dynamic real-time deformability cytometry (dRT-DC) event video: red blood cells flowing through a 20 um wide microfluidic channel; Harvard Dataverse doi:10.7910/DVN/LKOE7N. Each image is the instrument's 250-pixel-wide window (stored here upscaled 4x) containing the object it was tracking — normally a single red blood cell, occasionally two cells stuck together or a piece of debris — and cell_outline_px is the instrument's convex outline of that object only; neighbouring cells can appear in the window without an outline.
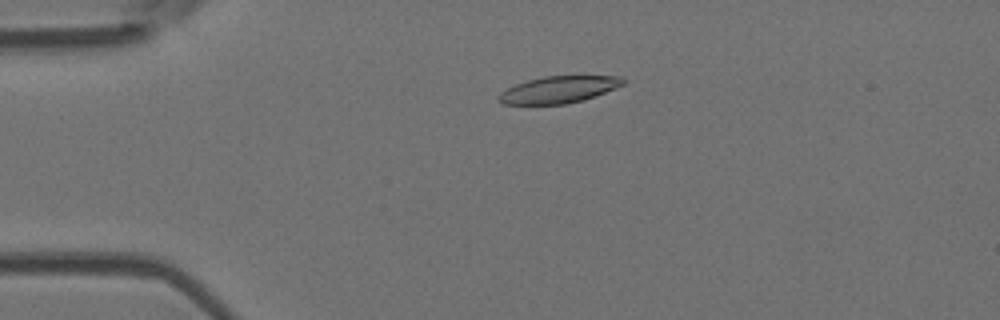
{"species": "Egyptian fruit bat (a non-hibernating species)", "species_latin": "Rousettus aegyptiacus", "temperature_condition": "room temperature", "stored_images_in_passage": 55, "camera_frame_rate_fps": 3000, "um_per_image_px": 0.085, "animal": {"sex": "female"}, "frame": {"image": 1, "passage_image": 13, "time_ms": 4.0, "image_size_px": [1000, 320], "cell_outline_px": [[624, 84], [596, 96], [584, 100], [564, 104], [504, 104], [496, 100], [496, 96], [500, 92], [516, 84], [528, 80], [544, 76], [624, 76]], "centroid_in_image_um": [47.47, 7.62], "position_along_channel_um": 37.5, "area_um2": 19.48}}
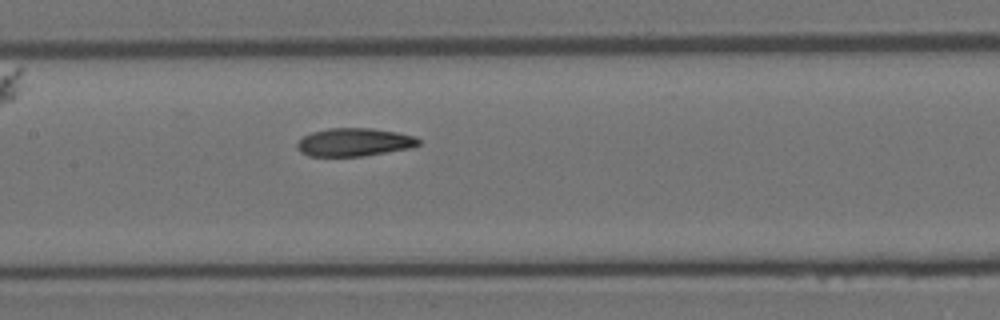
{"frame": {"image": 2, "passage_image": 27, "time_ms": 8.667, "image_size_px": [1000, 320], "cell_outline_px": [[420, 144], [412, 148], [364, 156], [308, 156], [300, 152], [296, 148], [296, 144], [304, 136], [312, 132], [328, 128], [372, 128], [396, 132], [416, 136], [420, 140]], "centroid_in_image_um": [30.12, 12.09], "position_along_channel_um": 177.3, "area_um2": 20.06}}
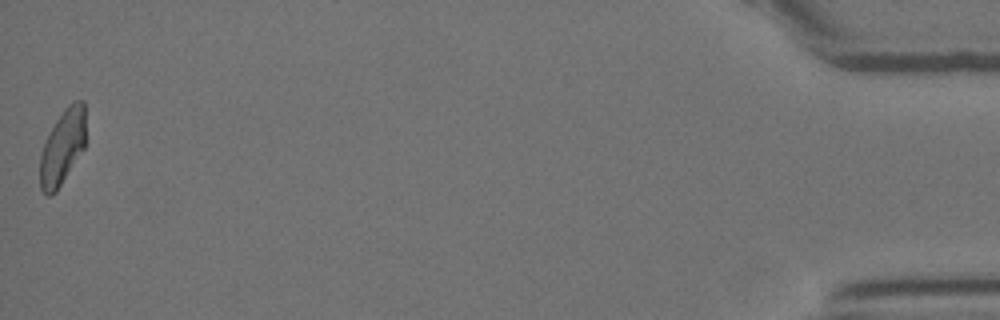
{"frame": {"image": 3, "passage_image": 55, "time_ms": 18.0, "image_size_px": [1000, 320], "cell_outline_px": [[84, 148], [56, 192], [52, 196], [48, 196], [40, 188], [40, 152], [56, 120], [64, 108], [68, 104], [76, 100], [84, 100]], "centroid_in_image_um": [5.29, 12.52], "position_along_channel_um": 429.9, "area_um2": 19.71}, "authors_computed_cell_mechanics": {"area_um2": 20.1144, "velocity_mm_per_s": 3.7333, "shape_relaxation_time_tau1_ms": 5.9565, "shape_relaxation_time_tau2_ms": 4.4351, "deformation_change_tau1": 0.1763, "deformation_change_tau2": 0.1218}}